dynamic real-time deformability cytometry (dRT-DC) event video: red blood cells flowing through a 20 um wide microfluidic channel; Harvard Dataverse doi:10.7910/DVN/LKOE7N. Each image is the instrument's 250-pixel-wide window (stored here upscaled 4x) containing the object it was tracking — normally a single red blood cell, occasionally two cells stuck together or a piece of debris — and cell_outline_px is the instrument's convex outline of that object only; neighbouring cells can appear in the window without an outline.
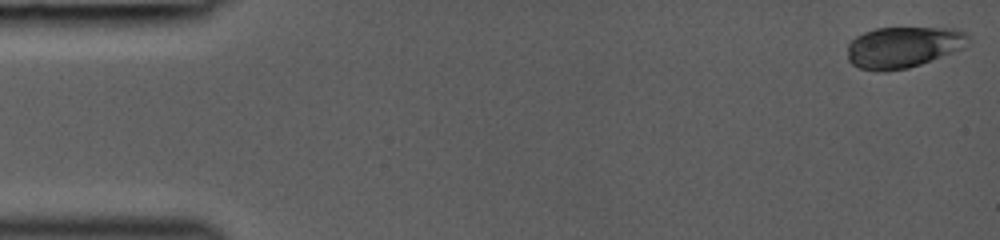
{"species": "common noctule bat (a hibernating species)", "species_latin": "Nyctalus noctula", "temperature_condition": "room temperature", "stored_images_in_passage": 43, "camera_frame_rate_fps": 3000, "um_per_image_px": 0.085, "animal": {"sex": "female", "body_mass_g": 19.0, "forearm_length_mm": 53.3}, "frame": {"image": 1, "passage_image": 1, "time_ms": 0.0, "image_size_px": [1000, 240], "cell_outline_px": [[968, 44], [964, 48], [920, 64], [908, 68], [884, 72], [880, 72], [860, 68], [852, 64], [848, 60], [848, 44], [856, 36], [864, 32], [876, 28], [960, 28], [968, 32]], "centroid_in_image_um": [76.79, 4.0], "position_along_channel_um": 8.2, "area_um2": 29.19}}
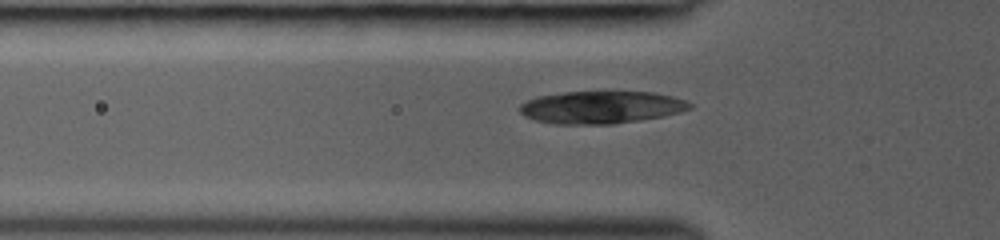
{"frame": {"image": 2, "passage_image": 15, "time_ms": 4.667, "image_size_px": [1000, 240], "cell_outline_px": [[692, 108], [680, 112], [664, 116], [640, 120], [612, 124], [556, 124], [532, 120], [524, 116], [516, 108], [520, 104], [536, 96], [564, 92], [652, 92], [672, 96], [684, 100], [692, 104]], "centroid_in_image_um": [51.05, 9.12], "position_along_channel_um": 74.7, "area_um2": 32.37}}
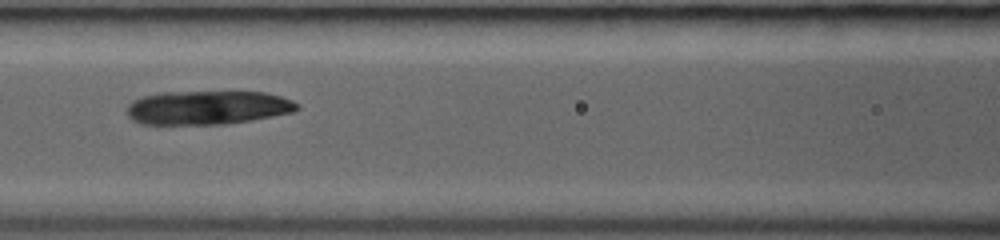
{"frame": {"image": 3, "passage_image": 20, "time_ms": 6.333, "image_size_px": [1000, 240], "cell_outline_px": [[300, 108], [296, 112], [252, 120], [228, 124], [140, 124], [132, 120], [128, 116], [128, 104], [132, 100], [144, 96], [160, 92], [264, 92], [280, 96], [292, 100], [300, 104]], "centroid_in_image_um": [17.68, 9.15], "position_along_channel_um": 148.9, "area_um2": 33.81}}